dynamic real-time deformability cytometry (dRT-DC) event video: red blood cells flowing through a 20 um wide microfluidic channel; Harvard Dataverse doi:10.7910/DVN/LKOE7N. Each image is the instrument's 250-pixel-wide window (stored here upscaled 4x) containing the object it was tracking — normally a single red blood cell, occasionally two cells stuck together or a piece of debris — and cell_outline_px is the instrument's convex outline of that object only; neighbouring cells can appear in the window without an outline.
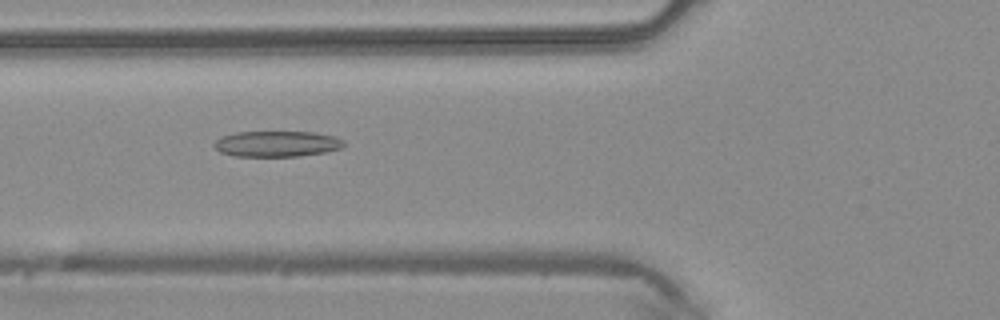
{"species": "common noctule bat (a hibernating species)", "species_latin": "Nyctalus noctula", "temperature_condition": "warm", "stored_images_in_passage": 38, "camera_frame_rate_fps": 3000, "um_per_image_px": 0.085, "animal": {"sex": "male", "body_mass_g": 20.4}, "frame": {"image": 1, "passage_image": 9, "time_ms": 2.667, "image_size_px": [1000, 320], "cell_outline_px": [[344, 144], [340, 148], [324, 152], [300, 156], [232, 156], [220, 152], [212, 144], [220, 136], [236, 132], [316, 132], [336, 136], [344, 140]], "centroid_in_image_um": [23.51, 12.22], "position_along_channel_um": 102.3, "area_um2": 19.59}}
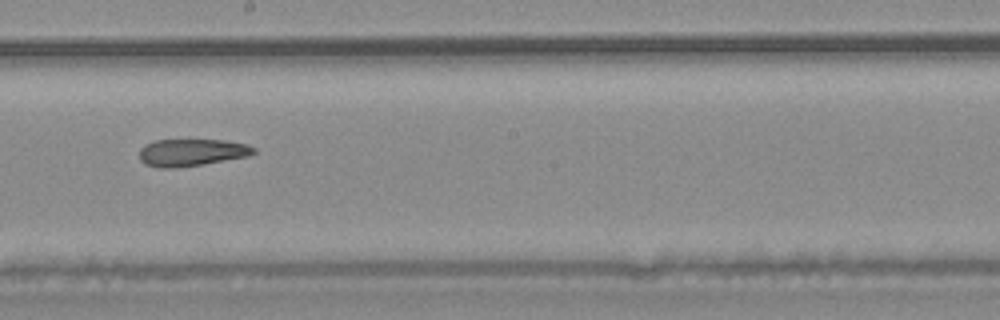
{"frame": {"image": 2, "passage_image": 18, "time_ms": 5.667, "image_size_px": [1000, 320], "cell_outline_px": [[256, 152], [248, 156], [204, 164], [176, 168], [156, 168], [144, 164], [140, 160], [140, 148], [144, 144], [156, 140], [224, 140], [248, 144], [256, 148]], "centroid_in_image_um": [16.27, 12.96], "position_along_channel_um": 231.9, "area_um2": 18.32}}
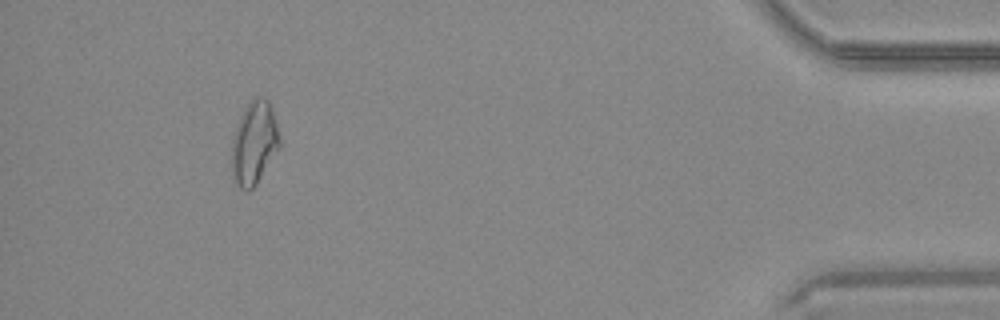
{"frame": {"image": 3, "passage_image": 35, "time_ms": 11.333, "image_size_px": [1000, 320], "cell_outline_px": [[280, 148], [256, 184], [248, 192], [240, 188], [232, 180], [232, 140], [240, 116], [244, 108], [256, 96], [260, 96], [268, 100], [272, 108], [280, 140]], "centroid_in_image_um": [21.6, 12.18], "position_along_channel_um": 413.6, "area_um2": 23.18}}